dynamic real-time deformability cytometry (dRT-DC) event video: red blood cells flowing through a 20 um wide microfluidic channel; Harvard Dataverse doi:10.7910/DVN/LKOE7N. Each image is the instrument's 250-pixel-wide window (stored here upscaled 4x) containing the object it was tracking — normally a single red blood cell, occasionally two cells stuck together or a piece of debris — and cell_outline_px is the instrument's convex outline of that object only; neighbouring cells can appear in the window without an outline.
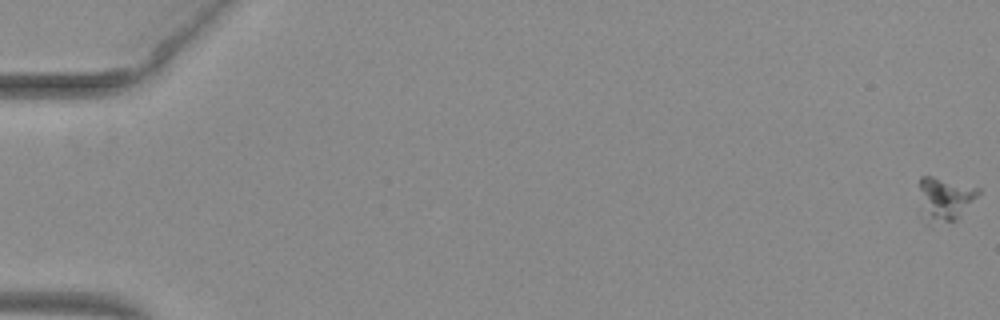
{"species": "common noctule bat (a hibernating species)", "species_latin": "Nyctalus noctula", "temperature_condition": "warm", "stored_images_in_passage": 18, "camera_frame_rate_fps": 3000, "um_per_image_px": 0.085, "animal": {"sex": "female", "body_mass_g": 29.2, "forearm_length_mm": 56.3}, "frame": {"image": 1, "passage_image": 1, "time_ms": 0.0, "image_size_px": [1000, 320], "cell_outline_px": [[980, 192], [956, 220], [928, 224], [920, 216], [920, 176], [932, 176], [980, 188]], "centroid_in_image_um": [80.25, 16.92], "position_along_channel_um": 4.7, "area_um2": 14.97}}